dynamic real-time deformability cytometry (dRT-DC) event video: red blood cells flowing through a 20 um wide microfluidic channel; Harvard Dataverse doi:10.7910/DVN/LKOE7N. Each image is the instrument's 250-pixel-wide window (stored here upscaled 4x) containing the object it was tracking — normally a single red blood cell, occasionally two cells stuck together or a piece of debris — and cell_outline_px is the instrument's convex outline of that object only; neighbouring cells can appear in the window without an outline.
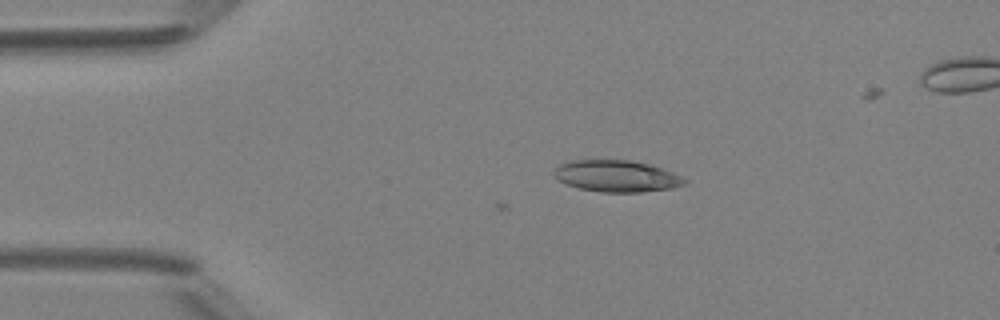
{"species": "Egyptian fruit bat (a non-hibernating species)", "species_latin": "Rousettus aegyptiacus", "temperature_condition": "room temperature", "stored_images_in_passage": 3, "camera_frame_rate_fps": 3000, "um_per_image_px": 0.085, "animal": {"sex": "female"}, "frame": {"image": 1, "passage_image": 3, "time_ms": 0.667, "image_size_px": [1000, 320], "cell_outline_px": [[688, 180], [684, 184], [672, 188], [640, 192], [600, 192], [580, 188], [556, 180], [552, 172], [560, 164], [568, 160], [628, 160], [648, 164], [672, 172]], "centroid_in_image_um": [52.37, 14.96], "position_along_channel_um": 32.6, "area_um2": 23.93}}